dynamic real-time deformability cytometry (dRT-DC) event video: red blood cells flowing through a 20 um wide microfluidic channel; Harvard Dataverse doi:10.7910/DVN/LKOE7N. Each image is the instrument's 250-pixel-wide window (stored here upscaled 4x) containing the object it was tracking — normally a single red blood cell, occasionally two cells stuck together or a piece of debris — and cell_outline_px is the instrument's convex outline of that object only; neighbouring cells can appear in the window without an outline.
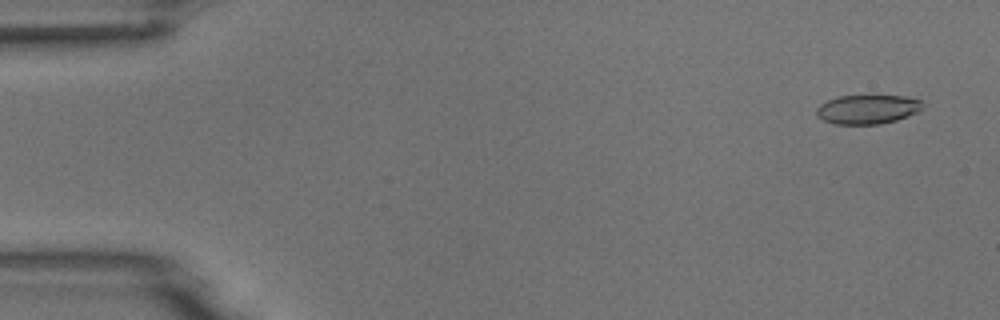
{"species": "common noctule bat (a hibernating species)", "species_latin": "Nyctalus noctula", "temperature_condition": "room temperature", "stored_images_in_passage": 7, "camera_frame_rate_fps": 3000, "um_per_image_px": 0.085, "animal": {"sex": "male", "body_mass_g": 18.8}, "frame": {"image": 1, "passage_image": 1, "time_ms": 0.0, "image_size_px": [1000, 320], "cell_outline_px": [[924, 108], [916, 112], [896, 120], [880, 124], [836, 124], [824, 120], [816, 116], [816, 108], [820, 104], [828, 100], [840, 96], [904, 96], [920, 100]], "centroid_in_image_um": [73.72, 9.29], "position_along_channel_um": 11.3, "area_um2": 17.86}}
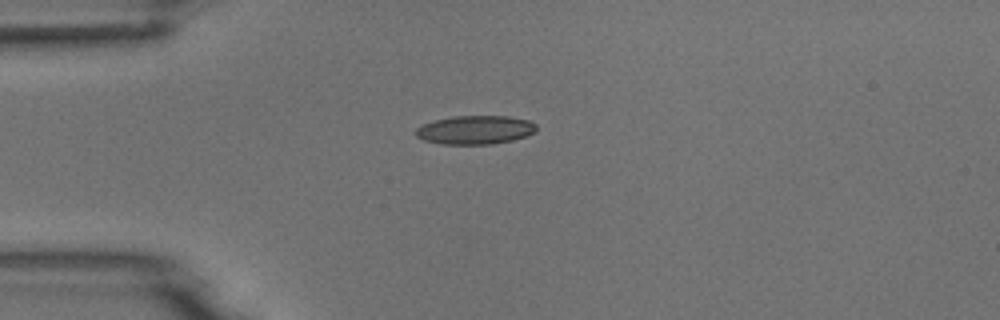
{"frame": {"image": 2, "passage_image": 4, "time_ms": 3.667, "image_size_px": [1000, 320], "cell_outline_px": [[536, 132], [528, 136], [512, 140], [492, 144], [444, 144], [424, 140], [416, 136], [416, 128], [424, 124], [436, 120], [452, 116], [508, 116], [528, 120], [536, 124]], "centroid_in_image_um": [40.43, 11.04], "position_along_channel_um": 44.6, "area_um2": 20.11}}